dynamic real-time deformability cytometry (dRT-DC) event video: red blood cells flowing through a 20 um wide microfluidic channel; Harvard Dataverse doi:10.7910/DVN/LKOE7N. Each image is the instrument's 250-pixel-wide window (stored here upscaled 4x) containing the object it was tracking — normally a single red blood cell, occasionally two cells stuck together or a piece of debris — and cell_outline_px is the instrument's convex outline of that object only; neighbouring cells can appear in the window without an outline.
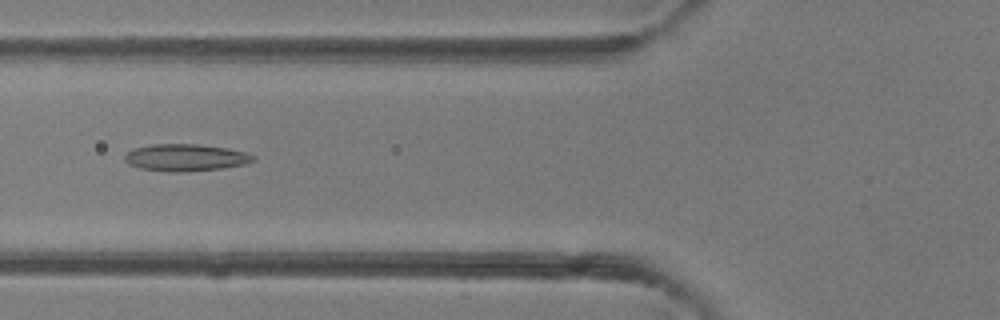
{"species": "common noctule bat (a hibernating species)", "species_latin": "Nyctalus noctula", "temperature_condition": "room temperature", "stored_images_in_passage": 3, "camera_frame_rate_fps": 3000, "um_per_image_px": 0.085, "animal": {"sex": "female"}, "frame": {"image": 1, "passage_image": 3, "time_ms": 2.0, "image_size_px": [1000, 320], "cell_outline_px": [[256, 160], [244, 164], [220, 168], [184, 172], [172, 172], [140, 168], [128, 164], [124, 160], [124, 156], [132, 148], [152, 144], [200, 144], [228, 148], [244, 152], [256, 156]], "centroid_in_image_um": [15.76, 13.38], "position_along_channel_um": 110.0, "area_um2": 20.29}}